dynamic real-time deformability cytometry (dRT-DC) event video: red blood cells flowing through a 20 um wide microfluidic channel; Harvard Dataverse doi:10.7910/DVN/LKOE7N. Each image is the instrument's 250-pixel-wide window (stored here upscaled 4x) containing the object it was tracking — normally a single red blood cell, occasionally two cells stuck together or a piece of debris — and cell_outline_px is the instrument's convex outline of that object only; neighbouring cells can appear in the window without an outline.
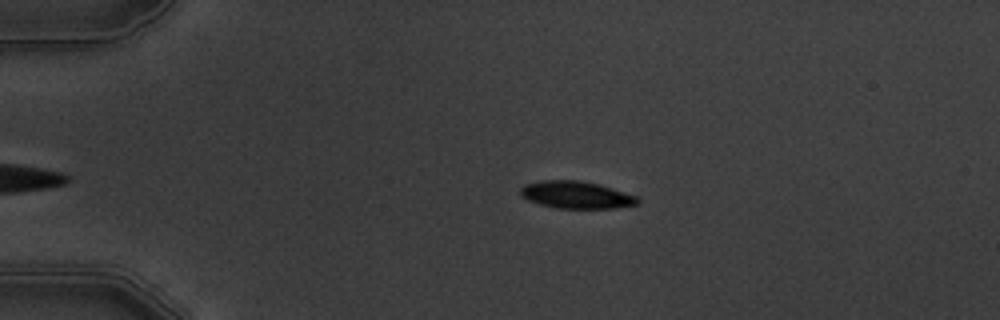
{"species": "common noctule bat (a hibernating species)", "species_latin": "Nyctalus noctula", "temperature_condition": "warm", "stored_images_in_passage": 3, "camera_frame_rate_fps": 3000, "um_per_image_px": 0.085, "animal": {"sex": "male", "body_mass_g": 19.5, "forearm_length_mm": 54.6}, "frame": {"image": 1, "passage_image": 1, "time_ms": 0.0, "image_size_px": [1000, 320], "cell_outline_px": [[640, 204], [612, 208], [556, 208], [540, 204], [528, 200], [520, 196], [520, 188], [524, 184], [540, 180], [580, 180], [600, 184], [636, 196], [640, 200]], "centroid_in_image_um": [48.95, 16.55], "position_along_channel_um": 36.0, "area_um2": 18.73}}